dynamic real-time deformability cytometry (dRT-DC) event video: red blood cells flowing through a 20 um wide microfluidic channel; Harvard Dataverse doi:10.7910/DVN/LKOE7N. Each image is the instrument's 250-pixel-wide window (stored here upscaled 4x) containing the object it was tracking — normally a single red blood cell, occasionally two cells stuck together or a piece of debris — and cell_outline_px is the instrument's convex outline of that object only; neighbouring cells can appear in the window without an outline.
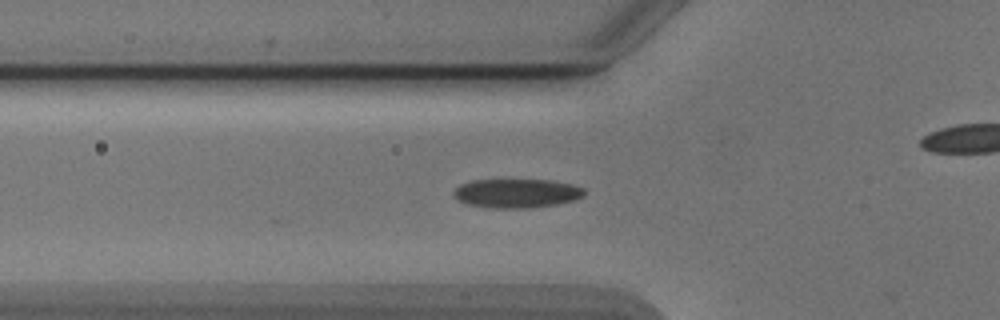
{"species": "Egyptian fruit bat (a non-hibernating species)", "species_latin": "Rousettus aegyptiacus", "temperature_condition": "cold", "stored_images_in_passage": 37, "camera_frame_rate_fps": 3000, "um_per_image_px": 0.085, "animal": {"sex": "male"}, "frame": {"image": 1, "passage_image": 2, "time_ms": 0.333, "image_size_px": [1000, 320], "cell_outline_px": [[584, 196], [576, 200], [556, 204], [524, 208], [492, 208], [468, 204], [456, 200], [452, 196], [452, 192], [460, 184], [472, 180], [552, 180], [572, 184], [584, 188]], "centroid_in_image_um": [43.89, 16.42], "position_along_channel_um": 81.9, "area_um2": 22.2}}
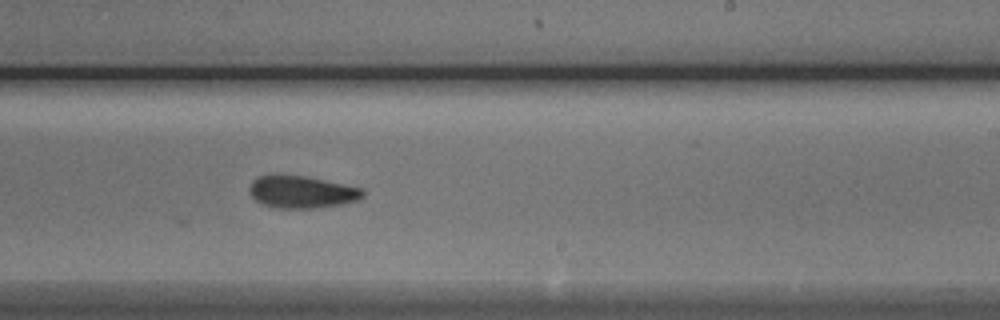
{"frame": {"image": 2, "passage_image": 16, "time_ms": 5.0, "image_size_px": [1000, 320], "cell_outline_px": [[364, 196], [360, 200], [340, 204], [312, 208], [280, 208], [260, 204], [252, 196], [248, 188], [252, 180], [260, 176], [276, 172], [280, 172], [304, 176], [364, 188]], "centroid_in_image_um": [25.61, 16.28], "position_along_channel_um": 263.4, "area_um2": 21.79}}
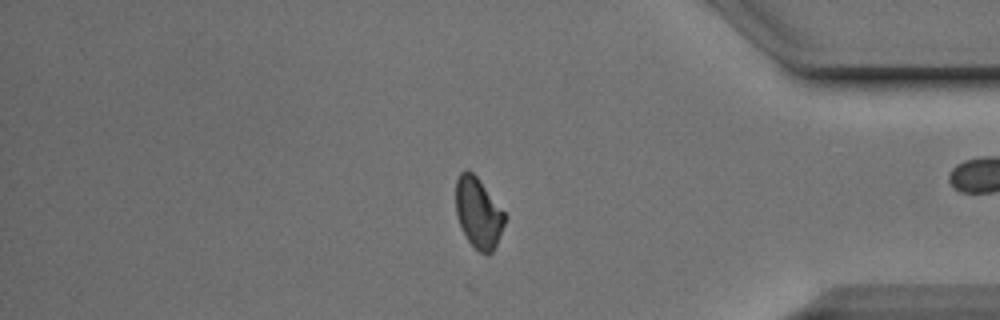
{"frame": {"image": 3, "passage_image": 28, "time_ms": 9.0, "image_size_px": [1000, 320], "cell_outline_px": [[508, 216], [496, 244], [492, 252], [488, 256], [480, 252], [468, 240], [460, 224], [456, 212], [456, 180], [460, 172], [468, 168], [476, 176]], "centroid_in_image_um": [40.67, 18.08], "position_along_channel_um": 394.5, "area_um2": 20.0}, "authors_computed_cell_mechanics": {"area_um2": 21.3282, "velocity_mm_per_s": 3.8888, "shape_relaxation_time_tau1_ms": null, "shape_relaxation_time_tau2_ms": 2.3156, "deformation_change_tau1": null, "deformation_change_tau2": 0.0671}}